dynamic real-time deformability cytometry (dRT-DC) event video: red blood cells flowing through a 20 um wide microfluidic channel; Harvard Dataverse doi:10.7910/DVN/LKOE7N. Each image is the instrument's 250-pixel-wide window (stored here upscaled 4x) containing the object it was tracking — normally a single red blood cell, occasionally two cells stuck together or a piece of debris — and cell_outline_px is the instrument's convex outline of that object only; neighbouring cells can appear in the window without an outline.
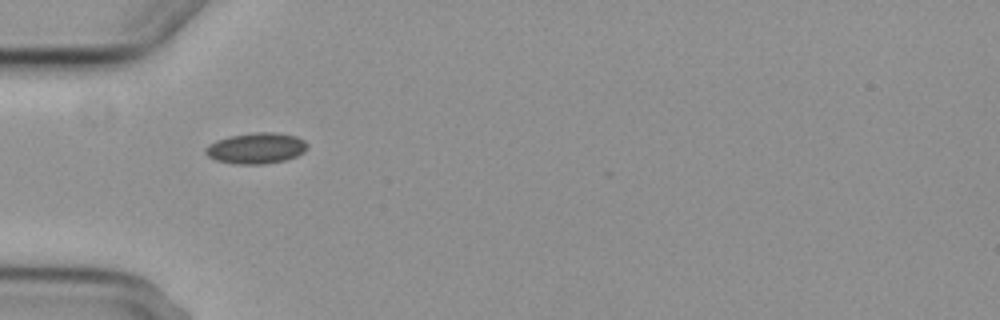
{"species": "common noctule bat (a hibernating species)", "species_latin": "Nyctalus noctula", "temperature_condition": "cold", "stored_images_in_passage": 2, "camera_frame_rate_fps": 3000, "um_per_image_px": 0.085, "animal": {"sex": "female", "body_mass_g": 29.2, "forearm_length_mm": 56.3}, "frame": {"image": 1, "passage_image": 1, "time_ms": 0.0, "image_size_px": [1000, 320], "cell_outline_px": [[308, 148], [304, 152], [296, 156], [284, 160], [264, 164], [236, 164], [216, 160], [208, 156], [204, 152], [204, 148], [208, 144], [216, 140], [228, 136], [252, 132], [276, 132], [296, 136], [304, 140], [308, 144]], "centroid_in_image_um": [21.76, 12.58], "position_along_channel_um": 63.2, "area_um2": 18.55}}
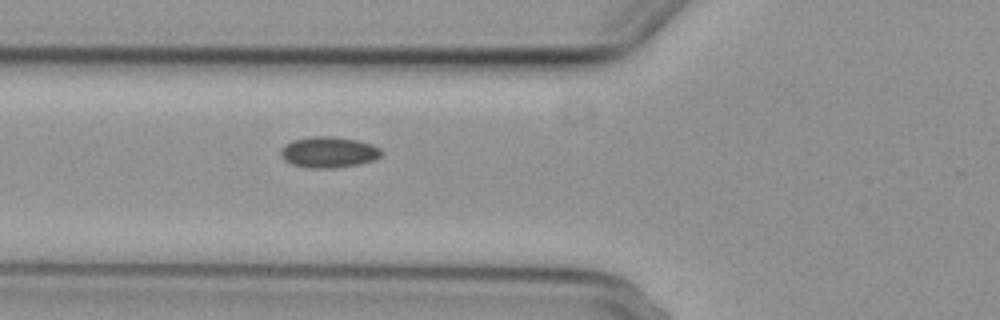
{"frame": {"image": 2, "passage_image": 2, "time_ms": 1.0, "image_size_px": [1000, 320], "cell_outline_px": [[384, 152], [380, 156], [372, 160], [356, 164], [336, 168], [308, 168], [292, 164], [284, 160], [280, 156], [280, 148], [284, 144], [292, 140], [312, 136], [332, 136], [356, 140], [372, 144], [380, 148]], "centroid_in_image_um": [27.89, 12.93], "position_along_channel_um": 97.9, "area_um2": 18.26}}